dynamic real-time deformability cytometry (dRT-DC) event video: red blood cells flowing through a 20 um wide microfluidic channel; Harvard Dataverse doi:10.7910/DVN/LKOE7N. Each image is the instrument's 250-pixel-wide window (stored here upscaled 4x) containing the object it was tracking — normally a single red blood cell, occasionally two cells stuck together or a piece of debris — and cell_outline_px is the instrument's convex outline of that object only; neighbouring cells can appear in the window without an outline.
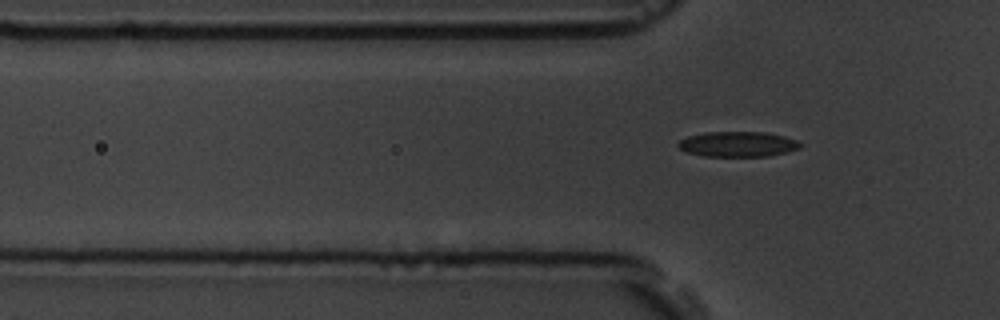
{"species": "common noctule bat (a hibernating species)", "species_latin": "Nyctalus noctula", "temperature_condition": "room temperature", "stored_images_in_passage": 6, "camera_frame_rate_fps": 3000, "um_per_image_px": 0.085, "animal": {"sex": "male", "body_mass_g": 19.5, "forearm_length_mm": 54.6}, "frame": {"image": 1, "passage_image": 6, "time_ms": 5.667, "image_size_px": [1000, 320], "cell_outline_px": [[804, 144], [800, 148], [768, 156], [704, 156], [688, 152], [680, 148], [676, 144], [680, 140], [688, 136], [704, 132], [764, 132], [784, 136], [796, 140]], "centroid_in_image_um": [62.71, 12.25], "position_along_channel_um": 63.1, "area_um2": 17.86}}